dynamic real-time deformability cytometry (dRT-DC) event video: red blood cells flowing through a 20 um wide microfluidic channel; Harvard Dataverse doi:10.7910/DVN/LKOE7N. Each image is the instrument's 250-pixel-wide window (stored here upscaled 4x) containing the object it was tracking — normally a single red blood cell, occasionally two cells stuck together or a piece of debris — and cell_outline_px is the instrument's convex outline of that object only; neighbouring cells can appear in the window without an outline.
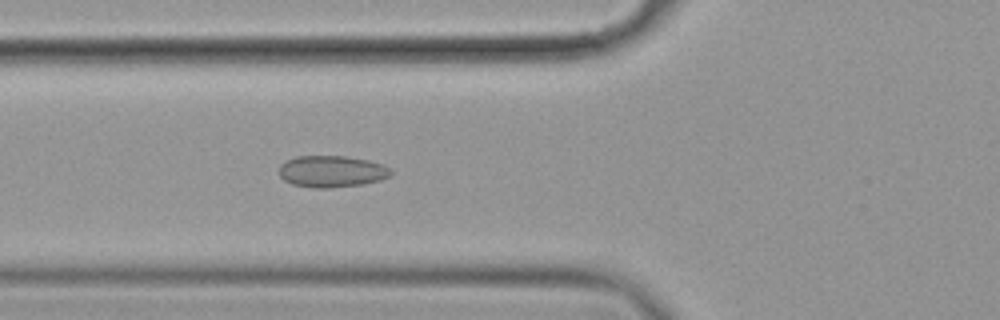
{"species": "common noctule bat (a hibernating species)", "species_latin": "Nyctalus noctula", "temperature_condition": "cold", "stored_images_in_passage": 58, "camera_frame_rate_fps": 3000, "um_per_image_px": 0.085, "animal": {"sex": "female", "body_mass_g": 19.9}, "frame": {"image": 1, "passage_image": 22, "time_ms": 7.0, "image_size_px": [1000, 320], "cell_outline_px": [[392, 176], [380, 180], [364, 184], [328, 188], [312, 188], [292, 184], [284, 180], [280, 176], [280, 164], [296, 156], [348, 156], [368, 160], [392, 168]], "centroid_in_image_um": [28.22, 14.57], "position_along_channel_um": 97.6, "area_um2": 20.75}}
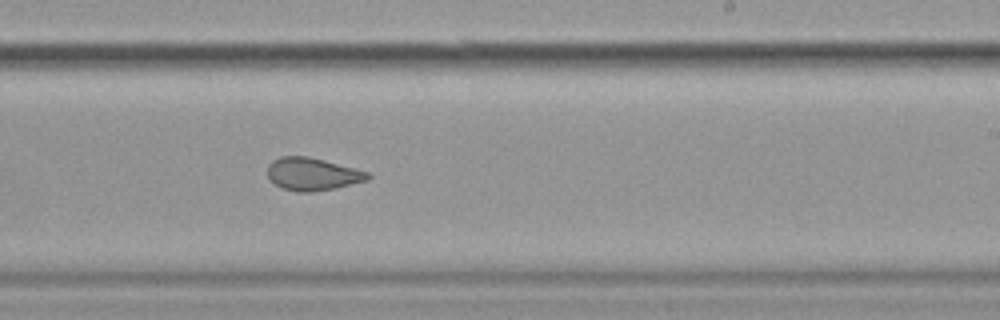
{"frame": {"image": 2, "passage_image": 36, "time_ms": 11.667, "image_size_px": [1000, 320], "cell_outline_px": [[372, 176], [368, 180], [336, 188], [312, 192], [296, 192], [284, 188], [276, 184], [268, 176], [268, 164], [272, 160], [280, 156], [308, 156], [324, 160], [368, 172]], "centroid_in_image_um": [26.56, 14.79], "position_along_channel_um": 262.4, "area_um2": 19.02}}
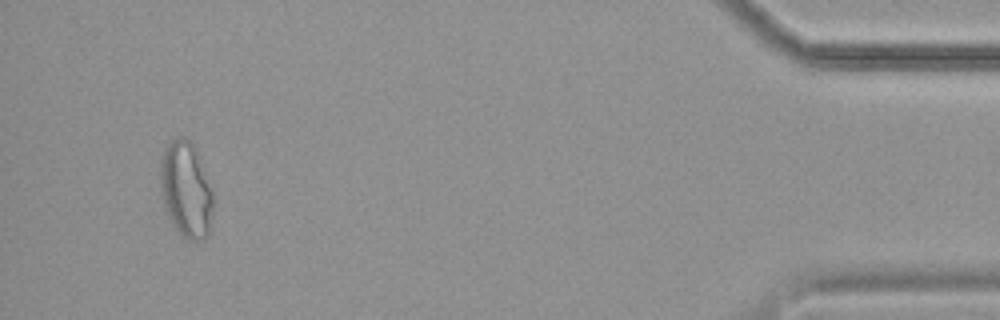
{"frame": {"image": 3, "passage_image": 55, "time_ms": 18.0, "image_size_px": [1000, 320], "cell_outline_px": [[212, 216], [208, 236], [204, 240], [188, 240], [180, 236], [172, 224], [164, 208], [160, 188], [160, 160], [164, 148], [172, 140], [180, 136], [184, 136], [192, 140], [196, 148], [212, 192]], "centroid_in_image_um": [15.79, 16.12], "position_along_channel_um": 419.4, "area_um2": 29.94}, "authors_computed_cell_mechanics": {"area_um2": 22.1374, "velocity_mm_per_s": 3.5327, "shape_relaxation_time_tau1_ms": null, "shape_relaxation_time_tau2_ms": 1.9197, "deformation_change_tau1": null, "deformation_change_tau2": 0.0798}}